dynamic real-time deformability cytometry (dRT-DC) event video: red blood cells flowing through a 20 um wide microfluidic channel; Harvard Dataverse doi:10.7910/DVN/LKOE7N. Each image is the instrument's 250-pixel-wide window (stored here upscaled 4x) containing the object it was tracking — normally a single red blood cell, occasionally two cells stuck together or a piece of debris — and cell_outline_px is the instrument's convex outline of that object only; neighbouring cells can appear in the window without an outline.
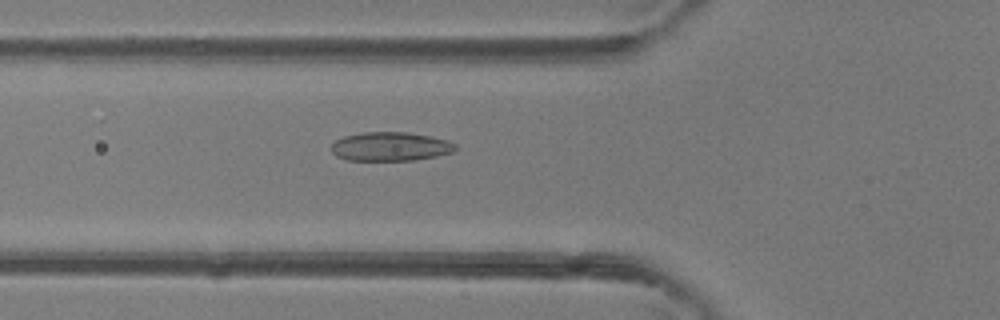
{"species": "common noctule bat (a hibernating species)", "species_latin": "Nyctalus noctula", "temperature_condition": "room temperature", "stored_images_in_passage": 47, "camera_frame_rate_fps": 3000, "um_per_image_px": 0.085, "animal": {"sex": "female"}, "frame": {"image": 1, "passage_image": 17, "time_ms": 5.333, "image_size_px": [1000, 320], "cell_outline_px": [[456, 148], [452, 152], [436, 156], [412, 160], [348, 160], [336, 156], [328, 148], [336, 140], [344, 136], [364, 132], [408, 132], [448, 140], [456, 144]], "centroid_in_image_um": [33.15, 12.45], "position_along_channel_um": 92.7, "area_um2": 20.87}}
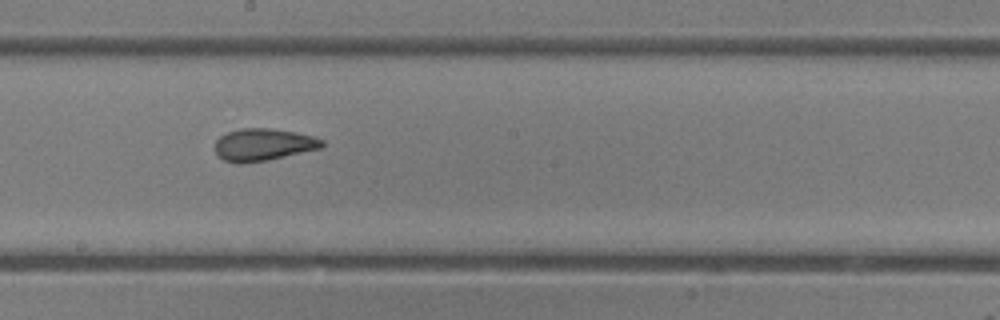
{"frame": {"image": 2, "passage_image": 26, "time_ms": 8.333, "image_size_px": [1000, 320], "cell_outline_px": [[324, 144], [320, 148], [268, 160], [244, 164], [240, 164], [224, 160], [216, 156], [216, 140], [220, 136], [228, 132], [240, 128], [268, 128], [296, 132], [312, 136], [324, 140]], "centroid_in_image_um": [22.35, 12.3], "position_along_channel_um": 225.8, "area_um2": 20.11}}
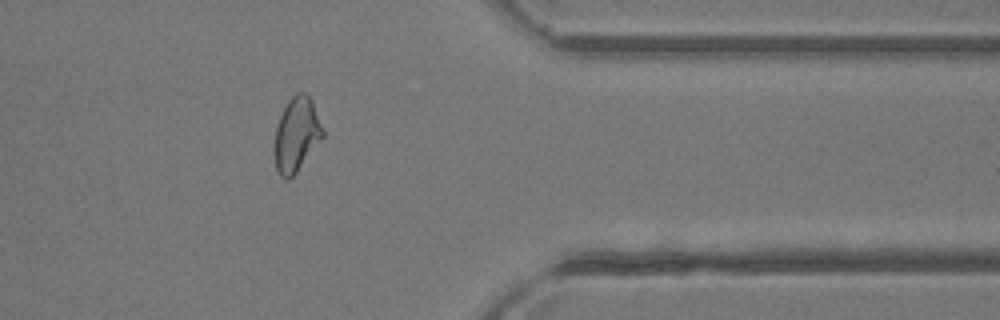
{"frame": {"image": 3, "passage_image": 38, "time_ms": 12.333, "image_size_px": [1000, 320], "cell_outline_px": [[324, 136], [296, 172], [288, 180], [284, 180], [280, 176], [276, 168], [276, 124], [288, 100], [296, 92], [304, 92], [312, 100], [324, 128]], "centroid_in_image_um": [25.23, 11.41], "position_along_channel_um": 386.2, "area_um2": 20.63}, "authors_computed_cell_mechanics": {"area_um2": 21.4438, "velocity_mm_per_s": 4.4139, "shape_relaxation_time_tau1_ms": 7.0244, "shape_relaxation_time_tau2_ms": 1.8744, "deformation_change_tau1": 0.1826, "deformation_change_tau2": 0.074}}